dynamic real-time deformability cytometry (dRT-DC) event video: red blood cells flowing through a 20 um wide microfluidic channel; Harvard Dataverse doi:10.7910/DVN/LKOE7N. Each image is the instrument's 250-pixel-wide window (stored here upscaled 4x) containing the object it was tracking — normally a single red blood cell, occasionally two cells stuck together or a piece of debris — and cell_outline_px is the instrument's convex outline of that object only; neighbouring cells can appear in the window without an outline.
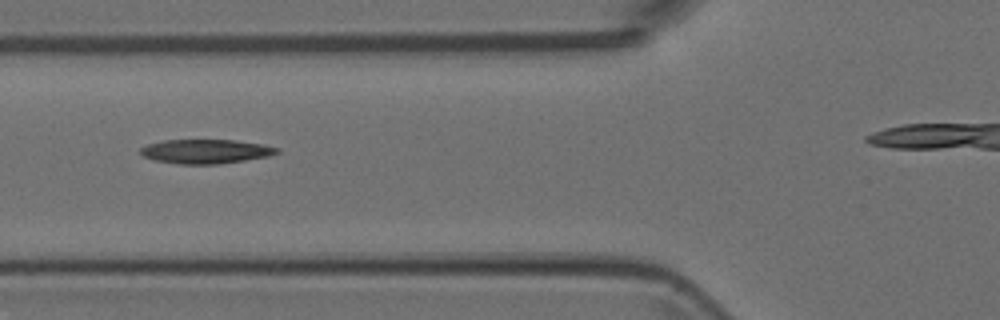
{"species": "Egyptian fruit bat (a non-hibernating species)", "species_latin": "Rousettus aegyptiacus", "temperature_condition": "room temperature", "stored_images_in_passage": 5, "camera_frame_rate_fps": 3000, "um_per_image_px": 0.085, "animal": {"sex": "female"}, "frame": {"image": 1, "passage_image": 2, "time_ms": 0.333, "image_size_px": [1000, 320], "cell_outline_px": [[280, 152], [268, 156], [220, 164], [180, 164], [152, 160], [144, 156], [140, 152], [140, 148], [148, 144], [164, 140], [236, 140], [264, 144], [280, 148]], "centroid_in_image_um": [17.5, 12.87], "position_along_channel_um": 108.3, "area_um2": 19.31}}
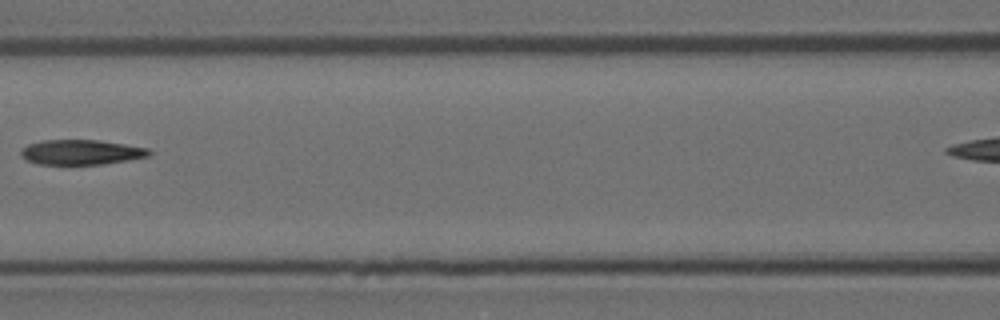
{"frame": {"image": 2, "passage_image": 3, "time_ms": 0.667, "image_size_px": [1000, 320], "cell_outline_px": [[152, 152], [148, 156], [128, 160], [104, 164], [36, 164], [24, 160], [20, 156], [20, 152], [28, 144], [40, 140], [96, 140], [124, 144], [148, 148]], "centroid_in_image_um": [6.85, 12.94], "position_along_channel_um": 159.7, "area_um2": 18.67}}
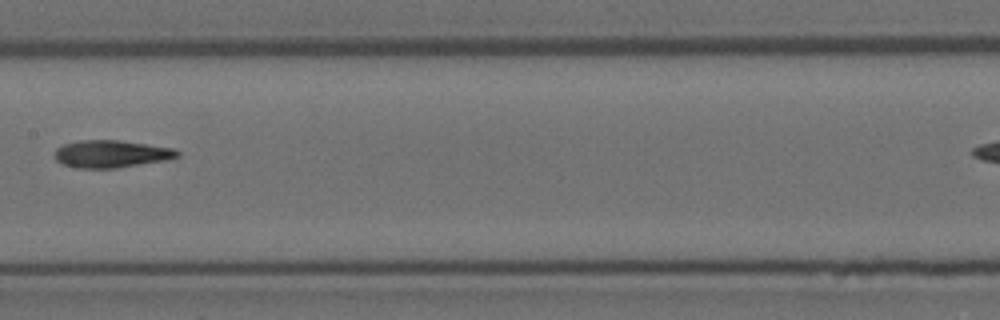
{"frame": {"image": 3, "passage_image": 4, "time_ms": 1.0, "image_size_px": [1000, 320], "cell_outline_px": [[180, 156], [164, 160], [116, 168], [80, 168], [64, 164], [56, 160], [56, 148], [64, 144], [80, 140], [120, 140], [172, 148], [180, 152]], "centroid_in_image_um": [9.46, 13.07], "position_along_channel_um": 197.9, "area_um2": 19.31}}